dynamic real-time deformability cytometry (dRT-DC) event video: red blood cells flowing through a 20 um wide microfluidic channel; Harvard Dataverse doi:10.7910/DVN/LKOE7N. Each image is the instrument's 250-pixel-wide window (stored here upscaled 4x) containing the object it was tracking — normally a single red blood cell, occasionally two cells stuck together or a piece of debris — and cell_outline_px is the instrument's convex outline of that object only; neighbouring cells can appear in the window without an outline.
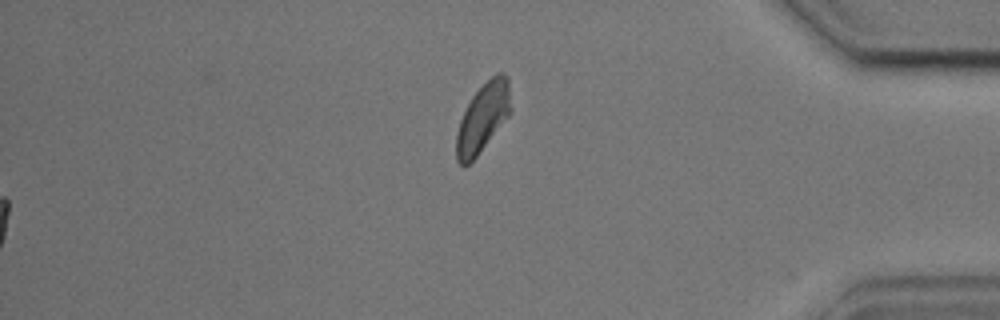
{"species": "common noctule bat (a hibernating species)", "species_latin": "Nyctalus noctula", "temperature_condition": "cold", "stored_images_in_passage": 56, "segment_of_instrument_passage": [2, 2], "camera_frame_rate_fps": 3000, "um_per_image_px": 0.085, "animal": {"sex": "male", "body_mass_g": 17.9, "forearm_length_mm": 54.2}, "frame": {"image": 1, "passage_image": 56, "time_ms": 18.333, "image_size_px": [1000, 320], "cell_outline_px": [[512, 112], [476, 156], [464, 168], [456, 160], [456, 132], [460, 120], [472, 96], [496, 72], [500, 72], [508, 76], [512, 108]], "centroid_in_image_um": [41.06, 9.99], "position_along_channel_um": 394.1, "area_um2": 21.79}}